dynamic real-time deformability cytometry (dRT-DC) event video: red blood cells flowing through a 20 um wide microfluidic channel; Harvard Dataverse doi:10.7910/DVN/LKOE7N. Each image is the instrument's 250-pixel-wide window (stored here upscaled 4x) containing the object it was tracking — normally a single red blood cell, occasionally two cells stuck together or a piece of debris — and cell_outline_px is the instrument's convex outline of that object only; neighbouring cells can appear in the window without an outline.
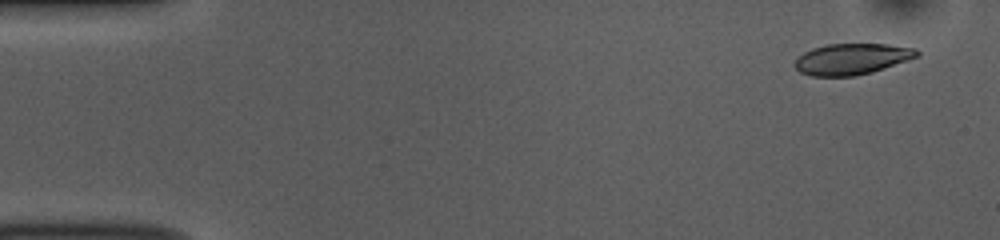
{"species": "common noctule bat (a hibernating species)", "species_latin": "Nyctalus noctula", "temperature_condition": "room temperature", "stored_images_in_passage": 52, "camera_frame_rate_fps": 3000, "um_per_image_px": 0.085, "animal": {"sex": "female", "body_mass_g": 10.0, "forearm_length_mm": 53.1}, "frame": {"image": 1, "passage_image": 3, "time_ms": 0.667, "image_size_px": [1000, 240], "cell_outline_px": [[920, 56], [872, 72], [852, 76], [812, 76], [800, 72], [792, 64], [804, 52], [812, 48], [828, 44], [888, 44], [916, 48], [920, 52]], "centroid_in_image_um": [72.42, 5.01], "position_along_channel_um": 12.6, "area_um2": 22.14}}
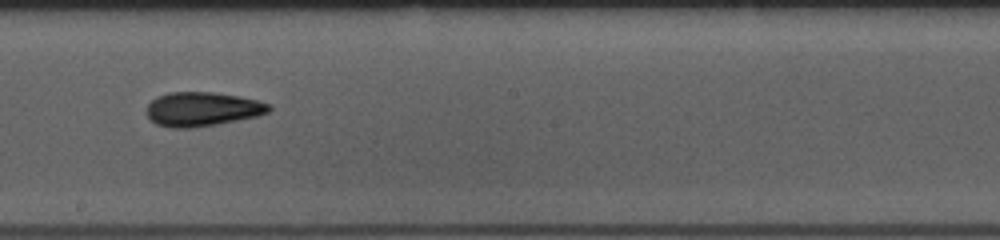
{"frame": {"image": 2, "passage_image": 29, "time_ms": 9.333, "image_size_px": [1000, 240], "cell_outline_px": [[272, 108], [268, 112], [256, 116], [216, 124], [188, 128], [172, 128], [156, 124], [144, 112], [148, 104], [156, 96], [168, 92], [212, 92], [240, 96], [272, 104]], "centroid_in_image_um": [17.17, 9.26], "position_along_channel_um": 231.0, "area_um2": 24.39}}
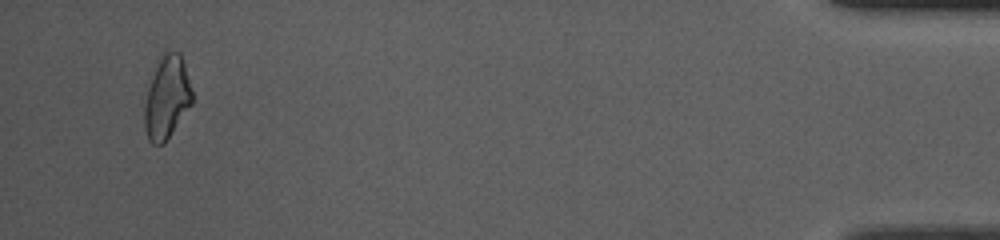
{"frame": {"image": 3, "passage_image": 50, "time_ms": 16.333, "image_size_px": [1000, 240], "cell_outline_px": [[192, 104], [164, 144], [152, 144], [148, 140], [144, 128], [144, 104], [148, 88], [156, 68], [164, 52], [180, 52], [184, 64], [192, 92]], "centroid_in_image_um": [14.17, 8.35], "position_along_channel_um": 421.0, "area_um2": 22.6}, "authors_computed_cell_mechanics": {"area_um2": 23.12, "velocity_mm_per_s": 3.815, "shape_relaxation_time_tau1_ms": 4.3282, "shape_relaxation_time_tau2_ms": 1.9146, "deformation_change_tau1": 0.1392, "deformation_change_tau2": 0.0727}}